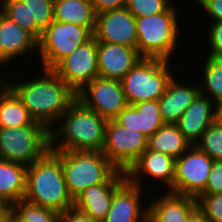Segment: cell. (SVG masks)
Returning <instances> with one entry per match:
<instances>
[{"instance_id":"f546056e","label":"cell","mask_w":222,"mask_h":222,"mask_svg":"<svg viewBox=\"0 0 222 222\" xmlns=\"http://www.w3.org/2000/svg\"><path fill=\"white\" fill-rule=\"evenodd\" d=\"M196 145L214 161H222V126L215 121Z\"/></svg>"},{"instance_id":"7c38bea8","label":"cell","mask_w":222,"mask_h":222,"mask_svg":"<svg viewBox=\"0 0 222 222\" xmlns=\"http://www.w3.org/2000/svg\"><path fill=\"white\" fill-rule=\"evenodd\" d=\"M76 96L85 106L107 120L114 119L129 105L121 81L99 76Z\"/></svg>"},{"instance_id":"9a60e30c","label":"cell","mask_w":222,"mask_h":222,"mask_svg":"<svg viewBox=\"0 0 222 222\" xmlns=\"http://www.w3.org/2000/svg\"><path fill=\"white\" fill-rule=\"evenodd\" d=\"M98 76L121 80L142 58L137 48L97 42Z\"/></svg>"},{"instance_id":"4fadbf2b","label":"cell","mask_w":222,"mask_h":222,"mask_svg":"<svg viewBox=\"0 0 222 222\" xmlns=\"http://www.w3.org/2000/svg\"><path fill=\"white\" fill-rule=\"evenodd\" d=\"M0 10L37 40L54 21V0H1Z\"/></svg>"},{"instance_id":"4dcf8cb0","label":"cell","mask_w":222,"mask_h":222,"mask_svg":"<svg viewBox=\"0 0 222 222\" xmlns=\"http://www.w3.org/2000/svg\"><path fill=\"white\" fill-rule=\"evenodd\" d=\"M171 6V0H127L125 7L137 18L166 12Z\"/></svg>"},{"instance_id":"cb8c5ba5","label":"cell","mask_w":222,"mask_h":222,"mask_svg":"<svg viewBox=\"0 0 222 222\" xmlns=\"http://www.w3.org/2000/svg\"><path fill=\"white\" fill-rule=\"evenodd\" d=\"M54 20L86 27L92 34L96 26V12L91 0H54Z\"/></svg>"},{"instance_id":"e575fe53","label":"cell","mask_w":222,"mask_h":222,"mask_svg":"<svg viewBox=\"0 0 222 222\" xmlns=\"http://www.w3.org/2000/svg\"><path fill=\"white\" fill-rule=\"evenodd\" d=\"M212 22H222V0H196Z\"/></svg>"},{"instance_id":"f35d334b","label":"cell","mask_w":222,"mask_h":222,"mask_svg":"<svg viewBox=\"0 0 222 222\" xmlns=\"http://www.w3.org/2000/svg\"><path fill=\"white\" fill-rule=\"evenodd\" d=\"M0 212H13V203L0 192Z\"/></svg>"},{"instance_id":"e0dca14e","label":"cell","mask_w":222,"mask_h":222,"mask_svg":"<svg viewBox=\"0 0 222 222\" xmlns=\"http://www.w3.org/2000/svg\"><path fill=\"white\" fill-rule=\"evenodd\" d=\"M141 190L142 187L127 180L114 193L109 212L102 222H148V208L140 207Z\"/></svg>"},{"instance_id":"5b68a950","label":"cell","mask_w":222,"mask_h":222,"mask_svg":"<svg viewBox=\"0 0 222 222\" xmlns=\"http://www.w3.org/2000/svg\"><path fill=\"white\" fill-rule=\"evenodd\" d=\"M176 12L172 5L166 12L136 18L137 51L142 58L169 61L178 45L180 27Z\"/></svg>"},{"instance_id":"f1b7e54d","label":"cell","mask_w":222,"mask_h":222,"mask_svg":"<svg viewBox=\"0 0 222 222\" xmlns=\"http://www.w3.org/2000/svg\"><path fill=\"white\" fill-rule=\"evenodd\" d=\"M12 217L17 222H57L60 214L21 199L13 204Z\"/></svg>"},{"instance_id":"60d3db41","label":"cell","mask_w":222,"mask_h":222,"mask_svg":"<svg viewBox=\"0 0 222 222\" xmlns=\"http://www.w3.org/2000/svg\"><path fill=\"white\" fill-rule=\"evenodd\" d=\"M1 65H0V71H1ZM1 73V72H0ZM8 81H4L2 79V75L0 74V95L8 88Z\"/></svg>"},{"instance_id":"b9f144b4","label":"cell","mask_w":222,"mask_h":222,"mask_svg":"<svg viewBox=\"0 0 222 222\" xmlns=\"http://www.w3.org/2000/svg\"><path fill=\"white\" fill-rule=\"evenodd\" d=\"M12 215L13 212H0V222H7Z\"/></svg>"},{"instance_id":"52a82bcc","label":"cell","mask_w":222,"mask_h":222,"mask_svg":"<svg viewBox=\"0 0 222 222\" xmlns=\"http://www.w3.org/2000/svg\"><path fill=\"white\" fill-rule=\"evenodd\" d=\"M50 149V131L34 121L23 127H0V158L29 166Z\"/></svg>"},{"instance_id":"d590c367","label":"cell","mask_w":222,"mask_h":222,"mask_svg":"<svg viewBox=\"0 0 222 222\" xmlns=\"http://www.w3.org/2000/svg\"><path fill=\"white\" fill-rule=\"evenodd\" d=\"M62 222H99L93 220L87 214L79 211L75 207L67 209L65 212L60 214L59 218Z\"/></svg>"},{"instance_id":"ee69618b","label":"cell","mask_w":222,"mask_h":222,"mask_svg":"<svg viewBox=\"0 0 222 222\" xmlns=\"http://www.w3.org/2000/svg\"><path fill=\"white\" fill-rule=\"evenodd\" d=\"M7 222H17L13 217H10Z\"/></svg>"},{"instance_id":"7402d4cb","label":"cell","mask_w":222,"mask_h":222,"mask_svg":"<svg viewBox=\"0 0 222 222\" xmlns=\"http://www.w3.org/2000/svg\"><path fill=\"white\" fill-rule=\"evenodd\" d=\"M1 37L3 44V65L17 56L38 49V40L26 29L21 28L0 10ZM10 61V62H9Z\"/></svg>"},{"instance_id":"484cf974","label":"cell","mask_w":222,"mask_h":222,"mask_svg":"<svg viewBox=\"0 0 222 222\" xmlns=\"http://www.w3.org/2000/svg\"><path fill=\"white\" fill-rule=\"evenodd\" d=\"M27 168L0 158V192L13 204L25 197Z\"/></svg>"},{"instance_id":"5bb4252c","label":"cell","mask_w":222,"mask_h":222,"mask_svg":"<svg viewBox=\"0 0 222 222\" xmlns=\"http://www.w3.org/2000/svg\"><path fill=\"white\" fill-rule=\"evenodd\" d=\"M93 36L97 42H108L137 48L136 18L126 7L96 15Z\"/></svg>"},{"instance_id":"4316f807","label":"cell","mask_w":222,"mask_h":222,"mask_svg":"<svg viewBox=\"0 0 222 222\" xmlns=\"http://www.w3.org/2000/svg\"><path fill=\"white\" fill-rule=\"evenodd\" d=\"M34 122L28 110L8 87L0 95V127H23Z\"/></svg>"},{"instance_id":"d6986e66","label":"cell","mask_w":222,"mask_h":222,"mask_svg":"<svg viewBox=\"0 0 222 222\" xmlns=\"http://www.w3.org/2000/svg\"><path fill=\"white\" fill-rule=\"evenodd\" d=\"M114 120L125 128L141 132L147 138L165 124L160 115L158 100L128 105Z\"/></svg>"},{"instance_id":"603a6c76","label":"cell","mask_w":222,"mask_h":222,"mask_svg":"<svg viewBox=\"0 0 222 222\" xmlns=\"http://www.w3.org/2000/svg\"><path fill=\"white\" fill-rule=\"evenodd\" d=\"M123 184H98L86 188L74 199V207L102 222L109 212L114 193Z\"/></svg>"},{"instance_id":"6da1fadb","label":"cell","mask_w":222,"mask_h":222,"mask_svg":"<svg viewBox=\"0 0 222 222\" xmlns=\"http://www.w3.org/2000/svg\"><path fill=\"white\" fill-rule=\"evenodd\" d=\"M42 72L44 74L41 76L21 84L8 80V87L20 99L32 119L50 131L52 124L59 121L77 96L53 70L43 69Z\"/></svg>"},{"instance_id":"277c9868","label":"cell","mask_w":222,"mask_h":222,"mask_svg":"<svg viewBox=\"0 0 222 222\" xmlns=\"http://www.w3.org/2000/svg\"><path fill=\"white\" fill-rule=\"evenodd\" d=\"M60 158L68 194L74 200L98 184H124L128 179L98 151L53 150Z\"/></svg>"},{"instance_id":"83f0119b","label":"cell","mask_w":222,"mask_h":222,"mask_svg":"<svg viewBox=\"0 0 222 222\" xmlns=\"http://www.w3.org/2000/svg\"><path fill=\"white\" fill-rule=\"evenodd\" d=\"M202 74L200 94L209 97L216 105L222 104V57L208 55Z\"/></svg>"},{"instance_id":"74e56055","label":"cell","mask_w":222,"mask_h":222,"mask_svg":"<svg viewBox=\"0 0 222 222\" xmlns=\"http://www.w3.org/2000/svg\"><path fill=\"white\" fill-rule=\"evenodd\" d=\"M186 222H209L204 213L197 207L187 218Z\"/></svg>"},{"instance_id":"ba28073f","label":"cell","mask_w":222,"mask_h":222,"mask_svg":"<svg viewBox=\"0 0 222 222\" xmlns=\"http://www.w3.org/2000/svg\"><path fill=\"white\" fill-rule=\"evenodd\" d=\"M92 36L86 27L54 20L38 40L37 50L41 56L42 69L52 70Z\"/></svg>"},{"instance_id":"836d02e7","label":"cell","mask_w":222,"mask_h":222,"mask_svg":"<svg viewBox=\"0 0 222 222\" xmlns=\"http://www.w3.org/2000/svg\"><path fill=\"white\" fill-rule=\"evenodd\" d=\"M207 30H209L208 43L211 47L207 54L213 57H222V22H213L210 29Z\"/></svg>"},{"instance_id":"7bdbcfd3","label":"cell","mask_w":222,"mask_h":222,"mask_svg":"<svg viewBox=\"0 0 222 222\" xmlns=\"http://www.w3.org/2000/svg\"><path fill=\"white\" fill-rule=\"evenodd\" d=\"M3 66V44H2V37H1V23H0V65Z\"/></svg>"},{"instance_id":"ffe728a7","label":"cell","mask_w":222,"mask_h":222,"mask_svg":"<svg viewBox=\"0 0 222 222\" xmlns=\"http://www.w3.org/2000/svg\"><path fill=\"white\" fill-rule=\"evenodd\" d=\"M197 207L196 197L167 191L147 206L148 222H186Z\"/></svg>"},{"instance_id":"7a4b0ae2","label":"cell","mask_w":222,"mask_h":222,"mask_svg":"<svg viewBox=\"0 0 222 222\" xmlns=\"http://www.w3.org/2000/svg\"><path fill=\"white\" fill-rule=\"evenodd\" d=\"M107 121L76 98L50 130V149L102 152Z\"/></svg>"},{"instance_id":"ac0fdd59","label":"cell","mask_w":222,"mask_h":222,"mask_svg":"<svg viewBox=\"0 0 222 222\" xmlns=\"http://www.w3.org/2000/svg\"><path fill=\"white\" fill-rule=\"evenodd\" d=\"M175 159L169 155L149 150L141 154V157L126 173L127 179L134 185L141 186V176L147 175L167 185L170 191L174 182Z\"/></svg>"},{"instance_id":"2e32d148","label":"cell","mask_w":222,"mask_h":222,"mask_svg":"<svg viewBox=\"0 0 222 222\" xmlns=\"http://www.w3.org/2000/svg\"><path fill=\"white\" fill-rule=\"evenodd\" d=\"M216 109L213 100L199 94L183 112L176 124L191 145H196L207 128L216 121Z\"/></svg>"},{"instance_id":"9c48e42d","label":"cell","mask_w":222,"mask_h":222,"mask_svg":"<svg viewBox=\"0 0 222 222\" xmlns=\"http://www.w3.org/2000/svg\"><path fill=\"white\" fill-rule=\"evenodd\" d=\"M147 141L141 132L110 119L106 123L102 153L119 171L127 173L147 149Z\"/></svg>"},{"instance_id":"ab89813d","label":"cell","mask_w":222,"mask_h":222,"mask_svg":"<svg viewBox=\"0 0 222 222\" xmlns=\"http://www.w3.org/2000/svg\"><path fill=\"white\" fill-rule=\"evenodd\" d=\"M216 121L222 126V104L217 105Z\"/></svg>"},{"instance_id":"8992f818","label":"cell","mask_w":222,"mask_h":222,"mask_svg":"<svg viewBox=\"0 0 222 222\" xmlns=\"http://www.w3.org/2000/svg\"><path fill=\"white\" fill-rule=\"evenodd\" d=\"M169 61L157 58H141L120 80L129 105L159 100L174 76Z\"/></svg>"},{"instance_id":"44dd1931","label":"cell","mask_w":222,"mask_h":222,"mask_svg":"<svg viewBox=\"0 0 222 222\" xmlns=\"http://www.w3.org/2000/svg\"><path fill=\"white\" fill-rule=\"evenodd\" d=\"M174 76L159 98L160 115L164 123L176 124L186 108L200 94V87L180 84ZM191 86V87H190Z\"/></svg>"},{"instance_id":"1f68e13d","label":"cell","mask_w":222,"mask_h":222,"mask_svg":"<svg viewBox=\"0 0 222 222\" xmlns=\"http://www.w3.org/2000/svg\"><path fill=\"white\" fill-rule=\"evenodd\" d=\"M196 199L198 208L209 222H222V193L198 195Z\"/></svg>"},{"instance_id":"8fae6325","label":"cell","mask_w":222,"mask_h":222,"mask_svg":"<svg viewBox=\"0 0 222 222\" xmlns=\"http://www.w3.org/2000/svg\"><path fill=\"white\" fill-rule=\"evenodd\" d=\"M76 94L98 77L97 40L92 36L52 69Z\"/></svg>"},{"instance_id":"d6a6232c","label":"cell","mask_w":222,"mask_h":222,"mask_svg":"<svg viewBox=\"0 0 222 222\" xmlns=\"http://www.w3.org/2000/svg\"><path fill=\"white\" fill-rule=\"evenodd\" d=\"M222 193V161H214L205 189L199 195Z\"/></svg>"},{"instance_id":"d4e9b609","label":"cell","mask_w":222,"mask_h":222,"mask_svg":"<svg viewBox=\"0 0 222 222\" xmlns=\"http://www.w3.org/2000/svg\"><path fill=\"white\" fill-rule=\"evenodd\" d=\"M191 144L185 139L177 124L165 123L148 138L147 148L176 159L188 150Z\"/></svg>"},{"instance_id":"8d00e7d4","label":"cell","mask_w":222,"mask_h":222,"mask_svg":"<svg viewBox=\"0 0 222 222\" xmlns=\"http://www.w3.org/2000/svg\"><path fill=\"white\" fill-rule=\"evenodd\" d=\"M91 3L96 14H98L103 11L125 7L127 0H91Z\"/></svg>"},{"instance_id":"30bf717a","label":"cell","mask_w":222,"mask_h":222,"mask_svg":"<svg viewBox=\"0 0 222 222\" xmlns=\"http://www.w3.org/2000/svg\"><path fill=\"white\" fill-rule=\"evenodd\" d=\"M213 162L197 145H191L175 159L173 188L169 192L197 197L207 185Z\"/></svg>"},{"instance_id":"3957f363","label":"cell","mask_w":222,"mask_h":222,"mask_svg":"<svg viewBox=\"0 0 222 222\" xmlns=\"http://www.w3.org/2000/svg\"><path fill=\"white\" fill-rule=\"evenodd\" d=\"M25 200L62 214L74 207L68 194L59 156L49 149L27 168Z\"/></svg>"}]
</instances>
